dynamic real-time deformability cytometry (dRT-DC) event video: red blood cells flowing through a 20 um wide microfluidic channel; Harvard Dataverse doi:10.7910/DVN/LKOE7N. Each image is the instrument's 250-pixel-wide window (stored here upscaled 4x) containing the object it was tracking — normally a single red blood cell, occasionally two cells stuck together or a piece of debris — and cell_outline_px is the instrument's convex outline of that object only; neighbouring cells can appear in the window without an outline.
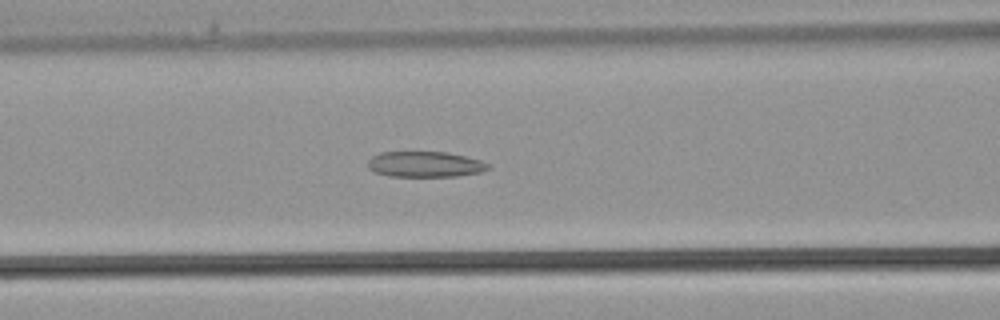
{"species": "common noctule bat (a hibernating species)", "species_latin": "Nyctalus noctula", "temperature_condition": "warm", "stored_images_in_passage": 31, "camera_frame_rate_fps": 3000, "um_per_image_px": 0.085, "animal": {"sex": "male", "body_mass_g": 21.5, "forearm_length_mm": 52.0}, "frame": {"image": 1, "passage_image": 11, "time_ms": 3.333, "image_size_px": [1000, 320], "cell_outline_px": [[488, 168], [480, 172], [456, 176], [388, 176], [372, 172], [368, 168], [368, 160], [372, 156], [380, 152], [448, 152], [480, 160], [488, 164]], "centroid_in_image_um": [36.06, 13.96], "position_along_channel_um": 130.5, "area_um2": 17.92}}
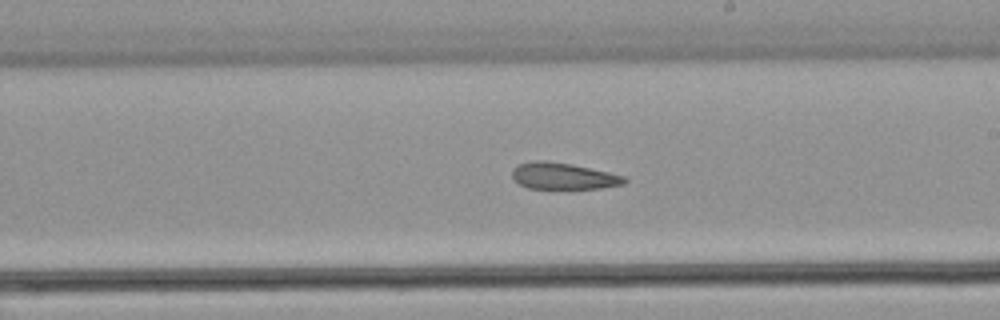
{"frame": {"image": 2, "passage_image": 17, "time_ms": 5.333, "image_size_px": [1000, 320], "cell_outline_px": [[628, 180], [624, 184], [600, 188], [528, 188], [512, 180], [512, 168], [520, 164], [536, 160], [544, 160], [568, 164], [608, 172], [624, 176]], "centroid_in_image_um": [47.84, 14.97], "position_along_channel_um": 241.2, "area_um2": 17.11}}
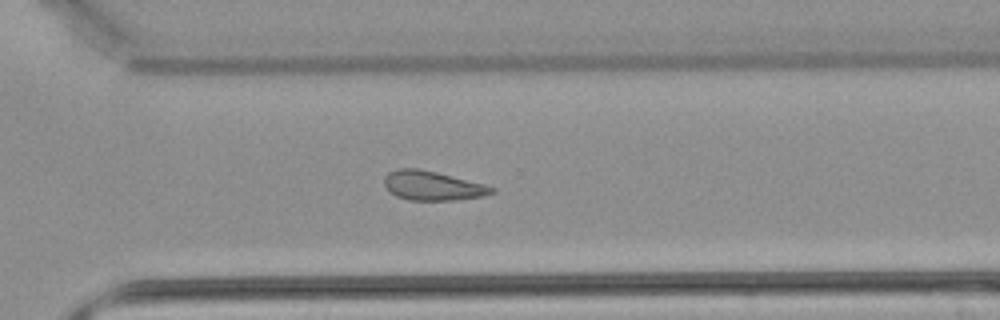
{"frame": {"image": 3, "passage_image": 22, "time_ms": 7.0, "image_size_px": [1000, 320], "cell_outline_px": [[496, 192], [484, 196], [452, 200], [408, 200], [396, 196], [388, 192], [384, 184], [384, 176], [388, 172], [396, 168], [420, 168], [484, 184], [496, 188]], "centroid_in_image_um": [36.73, 15.78], "position_along_channel_um": 333.9, "area_um2": 18.5}}